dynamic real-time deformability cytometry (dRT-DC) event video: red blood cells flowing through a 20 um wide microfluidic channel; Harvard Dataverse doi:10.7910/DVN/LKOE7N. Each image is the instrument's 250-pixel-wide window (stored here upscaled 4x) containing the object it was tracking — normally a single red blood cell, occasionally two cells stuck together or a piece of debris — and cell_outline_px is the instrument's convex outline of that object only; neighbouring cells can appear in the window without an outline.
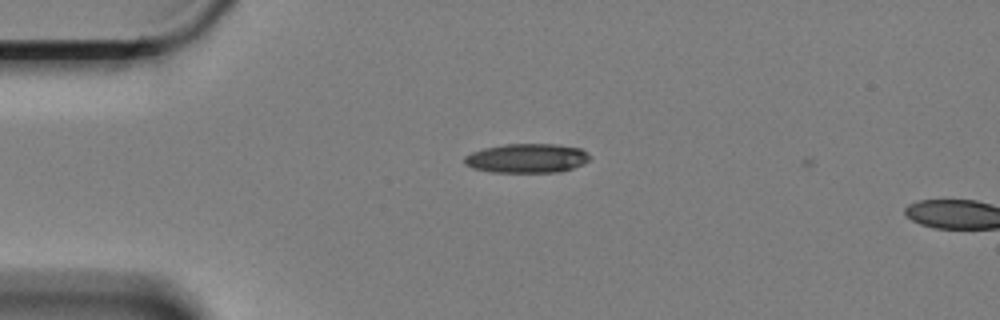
{"species": "Egyptian fruit bat (a non-hibernating species)", "species_latin": "Rousettus aegyptiacus", "temperature_condition": "cold", "stored_images_in_passage": 8, "camera_frame_rate_fps": 3000, "um_per_image_px": 0.085, "animal": {"sex": "female"}, "frame": {"image": 1, "passage_image": 5, "time_ms": 1.333, "image_size_px": [1000, 320], "cell_outline_px": [[592, 156], [584, 164], [560, 172], [492, 172], [472, 168], [464, 164], [464, 156], [472, 152], [484, 148], [504, 144], [556, 144], [580, 148], [588, 152]], "centroid_in_image_um": [44.8, 13.45], "position_along_channel_um": 40.2, "area_um2": 21.5}}